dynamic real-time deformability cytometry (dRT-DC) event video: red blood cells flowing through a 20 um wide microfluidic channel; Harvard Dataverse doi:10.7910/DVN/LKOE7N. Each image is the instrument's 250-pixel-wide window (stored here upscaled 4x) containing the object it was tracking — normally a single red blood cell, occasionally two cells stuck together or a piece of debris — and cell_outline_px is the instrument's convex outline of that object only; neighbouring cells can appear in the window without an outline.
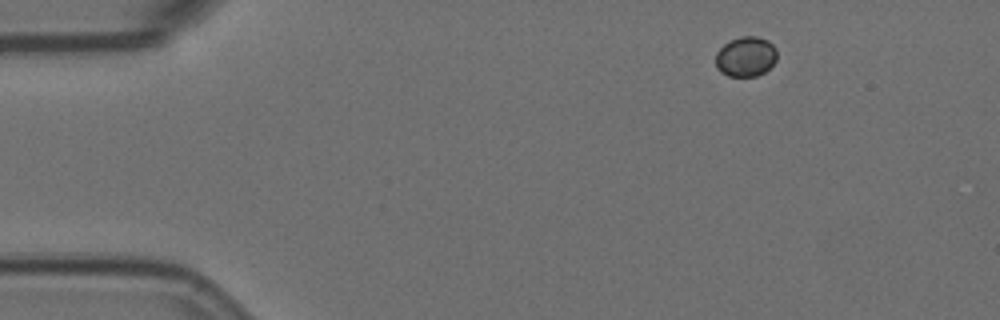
{"species": "Egyptian fruit bat (a non-hibernating species)", "species_latin": "Rousettus aegyptiacus", "temperature_condition": "room temperature", "stored_images_in_passage": 2, "camera_frame_rate_fps": 3000, "um_per_image_px": 0.085, "animal": {"sex": "female"}, "frame": {"image": 1, "passage_image": 2, "time_ms": 0.333, "image_size_px": [1000, 320], "cell_outline_px": [[776, 60], [764, 72], [756, 76], [728, 76], [720, 72], [716, 68], [716, 52], [728, 40], [740, 36], [756, 36], [768, 40], [776, 48]], "centroid_in_image_um": [63.37, 4.8], "position_along_channel_um": 21.6, "area_um2": 14.39}}